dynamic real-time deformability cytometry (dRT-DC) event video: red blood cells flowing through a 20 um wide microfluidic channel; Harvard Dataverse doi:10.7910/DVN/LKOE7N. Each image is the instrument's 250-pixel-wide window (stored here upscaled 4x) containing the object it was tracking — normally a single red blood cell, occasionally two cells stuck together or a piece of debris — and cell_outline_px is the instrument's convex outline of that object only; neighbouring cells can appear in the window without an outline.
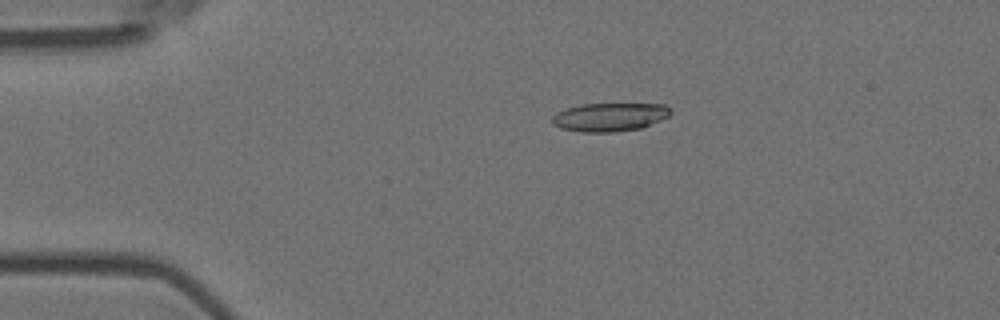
{"species": "Egyptian fruit bat (a non-hibernating species)", "species_latin": "Rousettus aegyptiacus", "temperature_condition": "room temperature", "stored_images_in_passage": 7, "camera_frame_rate_fps": 3000, "um_per_image_px": 0.085, "animal": {"sex": "female"}, "frame": {"image": 1, "passage_image": 3, "time_ms": 0.667, "image_size_px": [1000, 320], "cell_outline_px": [[672, 112], [668, 116], [660, 120], [640, 128], [612, 132], [580, 132], [560, 128], [552, 124], [552, 116], [556, 112], [580, 104], [664, 104]], "centroid_in_image_um": [51.77, 9.95], "position_along_channel_um": 33.2, "area_um2": 19.54}}
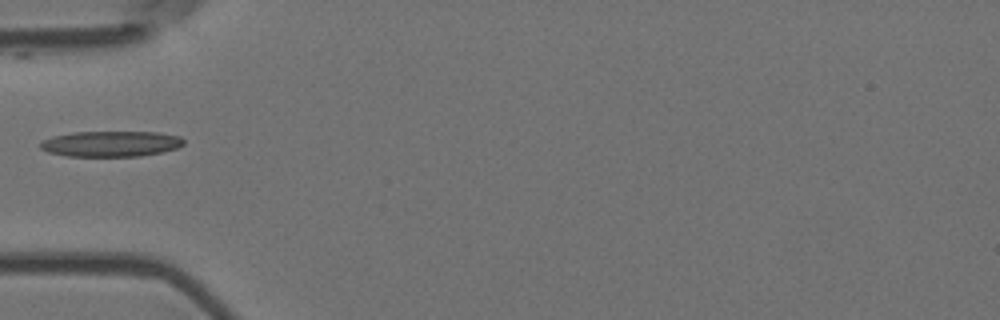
{"frame": {"image": 2, "passage_image": 5, "time_ms": 1.333, "image_size_px": [1000, 320], "cell_outline_px": [[184, 144], [176, 148], [160, 152], [140, 156], [68, 156], [48, 152], [40, 148], [40, 140], [52, 136], [72, 132], [156, 132], [180, 136], [184, 140]], "centroid_in_image_um": [9.39, 12.21], "position_along_channel_um": 75.6, "area_um2": 21.44}}
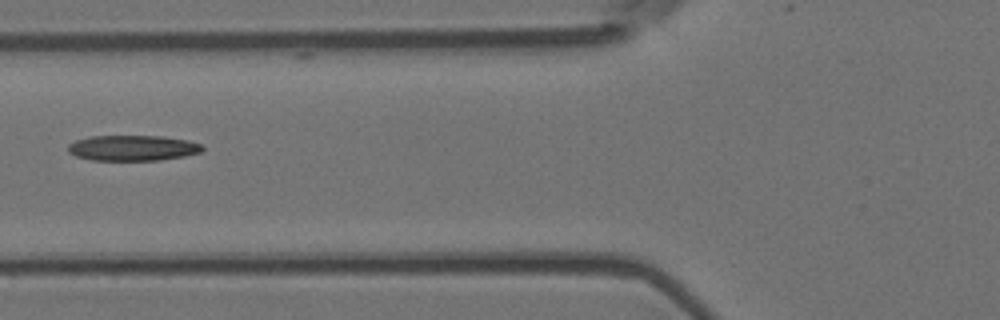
{"frame": {"image": 3, "passage_image": 6, "time_ms": 1.667, "image_size_px": [1000, 320], "cell_outline_px": [[204, 148], [200, 152], [184, 156], [160, 160], [92, 160], [76, 156], [68, 152], [68, 144], [76, 140], [92, 136], [164, 136], [188, 140], [200, 144]], "centroid_in_image_um": [11.27, 12.57], "position_along_channel_um": 114.5, "area_um2": 19.94}}